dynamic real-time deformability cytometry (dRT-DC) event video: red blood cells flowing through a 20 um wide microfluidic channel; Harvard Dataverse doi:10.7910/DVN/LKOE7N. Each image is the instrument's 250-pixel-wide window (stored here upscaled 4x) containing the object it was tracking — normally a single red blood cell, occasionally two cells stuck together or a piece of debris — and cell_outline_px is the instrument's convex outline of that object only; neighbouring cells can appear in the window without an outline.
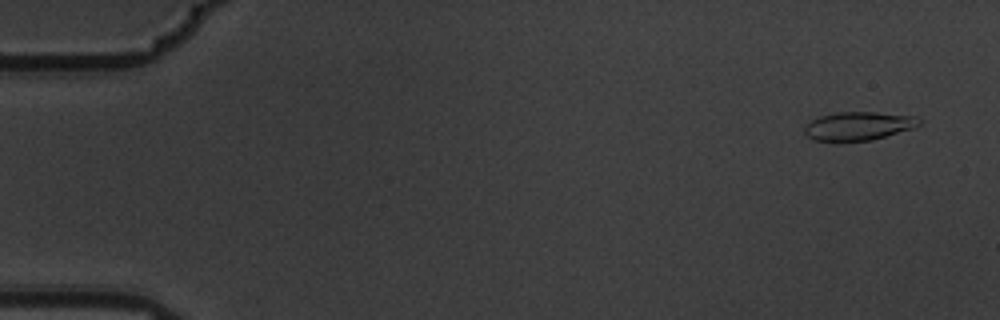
{"species": "common noctule bat (a hibernating species)", "species_latin": "Nyctalus noctula", "temperature_condition": "warm", "stored_images_in_passage": 5, "camera_frame_rate_fps": 3000, "um_per_image_px": 0.085, "animal": {"sex": "male", "body_mass_g": 19.5, "forearm_length_mm": 54.6}, "frame": {"image": 1, "passage_image": 1, "time_ms": 0.0, "image_size_px": [1000, 320], "cell_outline_px": [[924, 120], [920, 124], [912, 128], [872, 140], [840, 144], [816, 140], [808, 136], [804, 132], [804, 128], [812, 120], [820, 116], [836, 112], [876, 112], [916, 116]], "centroid_in_image_um": [72.96, 10.74], "position_along_channel_um": 12.0, "area_um2": 19.54}}